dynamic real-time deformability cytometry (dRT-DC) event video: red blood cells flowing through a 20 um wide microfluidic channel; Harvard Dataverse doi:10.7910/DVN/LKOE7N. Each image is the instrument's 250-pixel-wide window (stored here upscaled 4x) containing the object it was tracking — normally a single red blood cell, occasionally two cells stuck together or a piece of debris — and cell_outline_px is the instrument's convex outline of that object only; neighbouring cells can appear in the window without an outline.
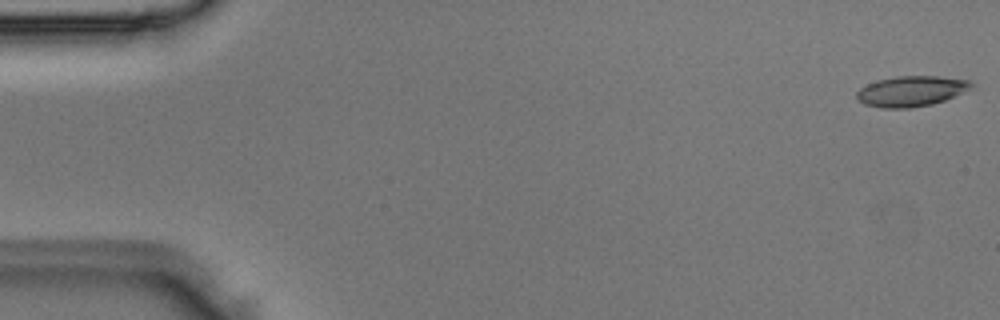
{"species": "Egyptian fruit bat (a non-hibernating species)", "species_latin": "Rousettus aegyptiacus", "temperature_condition": "room temperature", "stored_images_in_passage": 4, "camera_frame_rate_fps": 3000, "um_per_image_px": 0.085, "animal": {"sex": "male"}, "frame": {"image": 1, "passage_image": 1, "time_ms": 0.0, "image_size_px": [1000, 320], "cell_outline_px": [[972, 84], [968, 88], [944, 100], [932, 104], [912, 108], [880, 108], [864, 104], [856, 100], [856, 92], [860, 88], [876, 80], [896, 76], [936, 76], [972, 80]], "centroid_in_image_um": [77.37, 7.75], "position_along_channel_um": 7.6, "area_um2": 20.23}}
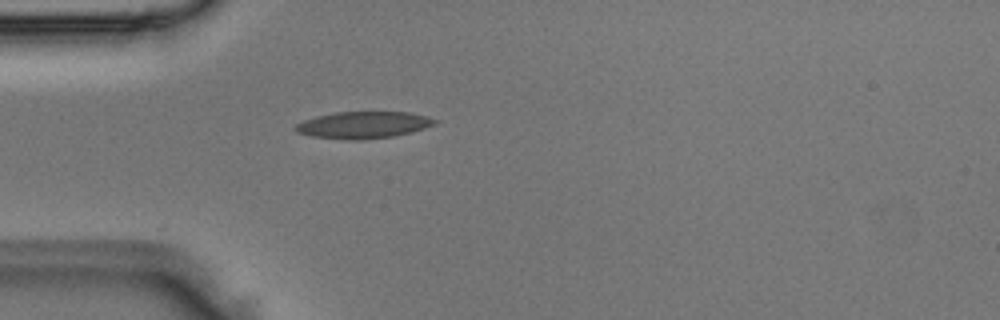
{"frame": {"image": 2, "passage_image": 4, "time_ms": 1.0, "image_size_px": [1000, 320], "cell_outline_px": [[440, 120], [436, 124], [412, 132], [392, 136], [364, 140], [348, 140], [312, 136], [296, 132], [292, 128], [296, 124], [304, 120], [316, 116], [336, 112], [408, 112], [428, 116]], "centroid_in_image_um": [30.89, 10.62], "position_along_channel_um": 54.1, "area_um2": 21.96}}